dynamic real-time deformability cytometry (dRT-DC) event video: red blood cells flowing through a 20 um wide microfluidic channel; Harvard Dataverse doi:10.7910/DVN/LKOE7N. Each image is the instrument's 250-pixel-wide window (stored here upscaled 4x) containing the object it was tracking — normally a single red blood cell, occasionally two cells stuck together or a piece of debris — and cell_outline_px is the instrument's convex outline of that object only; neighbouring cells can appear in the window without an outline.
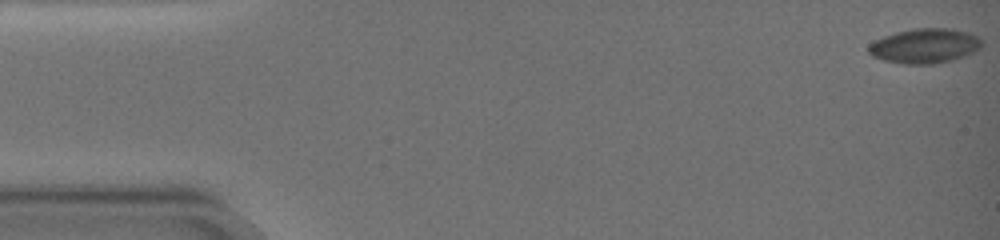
{"species": "common noctule bat (a hibernating species)", "species_latin": "Nyctalus noctula", "temperature_condition": "warm", "stored_images_in_passage": 19, "camera_frame_rate_fps": 3000, "um_per_image_px": 0.085, "animal": {"sex": "female", "body_mass_g": 19.0, "forearm_length_mm": 51.5}, "frame": {"image": 1, "passage_image": 1, "time_ms": 0.0, "image_size_px": [1000, 240], "cell_outline_px": [[984, 44], [980, 48], [964, 56], [952, 60], [932, 64], [904, 64], [884, 60], [872, 56], [868, 52], [868, 44], [884, 36], [896, 32], [916, 28], [952, 28], [968, 32], [980, 36], [984, 40]], "centroid_in_image_um": [78.64, 3.89], "position_along_channel_um": 6.4, "area_um2": 23.12}}
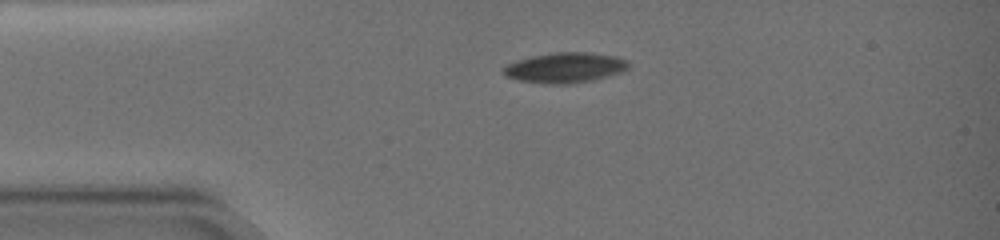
{"frame": {"image": 2, "passage_image": 12, "time_ms": 4.667, "image_size_px": [1000, 240], "cell_outline_px": [[632, 64], [624, 72], [592, 80], [572, 84], [544, 84], [516, 80], [504, 76], [500, 72], [508, 64], [516, 60], [532, 56], [552, 52], [588, 52], [616, 56], [628, 60]], "centroid_in_image_um": [48.04, 5.76], "position_along_channel_um": 37.0, "area_um2": 22.54}}
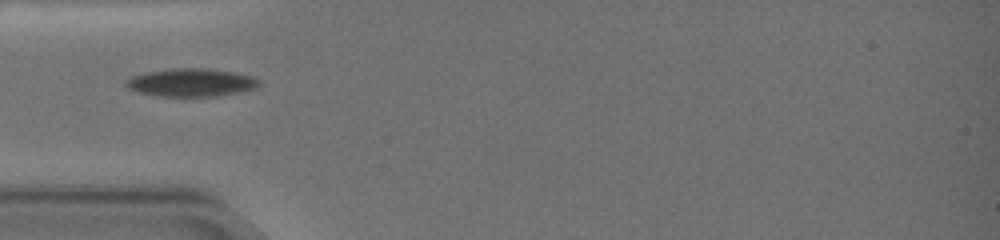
{"frame": {"image": 3, "passage_image": 16, "time_ms": 6.667, "image_size_px": [1000, 240], "cell_outline_px": [[260, 84], [256, 88], [216, 96], [160, 96], [140, 92], [128, 88], [124, 84], [124, 80], [132, 76], [144, 72], [172, 68], [208, 68], [236, 72], [252, 76], [260, 80]], "centroid_in_image_um": [16.24, 6.99], "position_along_channel_um": 68.8, "area_um2": 21.79}}